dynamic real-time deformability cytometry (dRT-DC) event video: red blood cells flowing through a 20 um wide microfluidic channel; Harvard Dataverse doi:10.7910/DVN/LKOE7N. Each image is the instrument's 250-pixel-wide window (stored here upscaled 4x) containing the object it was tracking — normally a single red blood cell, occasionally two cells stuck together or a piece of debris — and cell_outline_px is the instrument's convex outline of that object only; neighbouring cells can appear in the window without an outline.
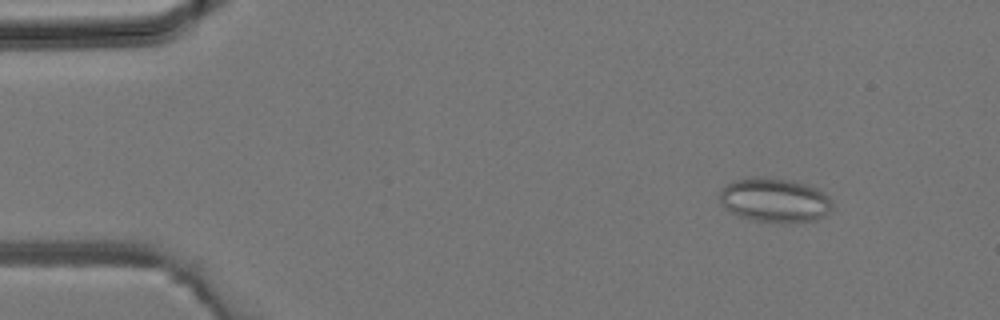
{"species": "common noctule bat (a hibernating species)", "species_latin": "Nyctalus noctula", "temperature_condition": "room temperature", "stored_images_in_passage": 4, "camera_frame_rate_fps": 3000, "um_per_image_px": 0.085, "animal": {"sex": "male", "body_mass_g": 19.2, "forearm_length_mm": 51.8}, "frame": {"image": 1, "passage_image": 2, "time_ms": 0.333, "image_size_px": [1000, 320], "cell_outline_px": [[832, 208], [824, 216], [816, 220], [752, 220], [740, 216], [724, 208], [720, 204], [720, 192], [732, 180], [788, 180], [808, 184], [824, 192], [828, 196], [832, 204]], "centroid_in_image_um": [65.87, 17.02], "position_along_channel_um": 19.1, "area_um2": 27.57}}